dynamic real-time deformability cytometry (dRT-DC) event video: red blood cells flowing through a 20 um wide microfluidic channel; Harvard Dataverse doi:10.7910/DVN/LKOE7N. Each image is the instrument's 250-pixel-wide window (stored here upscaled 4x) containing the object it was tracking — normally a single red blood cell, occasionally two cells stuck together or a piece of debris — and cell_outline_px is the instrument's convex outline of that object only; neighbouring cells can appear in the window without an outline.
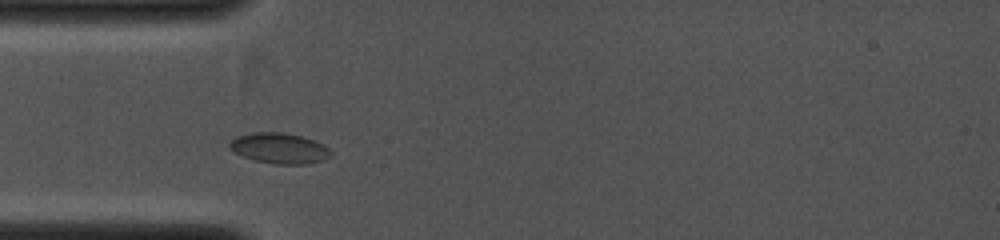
{"species": "common noctule bat (a hibernating species)", "species_latin": "Nyctalus noctula", "temperature_condition": "cold", "stored_images_in_passage": 32, "camera_frame_rate_fps": 4000, "um_per_image_px": 0.085, "animal": {"sex": "female", "body_mass_g": 19.0, "forearm_length_mm": 53.3}, "frame": {"image": 1, "passage_image": 2, "time_ms": 0.25, "image_size_px": [1000, 240], "cell_outline_px": [[332, 156], [324, 160], [308, 164], [276, 164], [256, 160], [244, 156], [228, 148], [228, 144], [236, 136], [252, 132], [280, 132], [300, 136], [312, 140], [328, 148], [332, 152]], "centroid_in_image_um": [23.74, 12.6], "position_along_channel_um": 61.3, "area_um2": 17.86}}
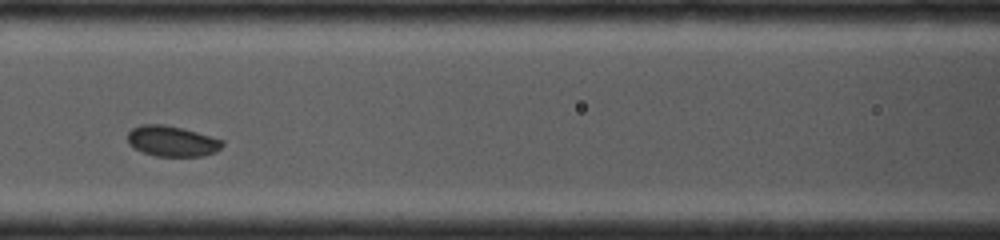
{"frame": {"image": 2, "passage_image": 9, "time_ms": 2.0, "image_size_px": [1000, 240], "cell_outline_px": [[224, 144], [216, 152], [200, 156], [156, 156], [144, 152], [128, 144], [128, 132], [132, 128], [140, 124], [164, 124], [196, 132], [224, 140]], "centroid_in_image_um": [14.62, 11.99], "position_along_channel_um": 152.0, "area_um2": 16.76}}
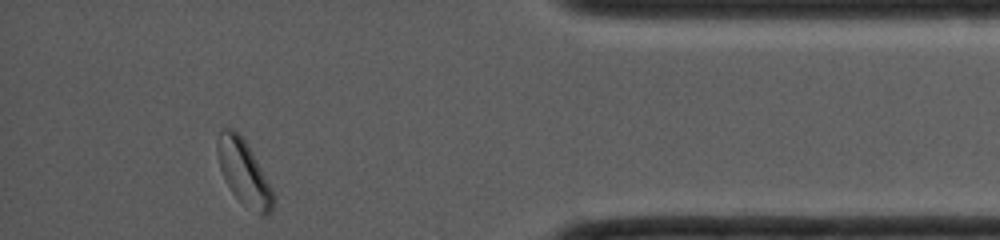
{"frame": {"image": 3, "passage_image": 32, "time_ms": 7.5, "image_size_px": [1000, 240], "cell_outline_px": [[276, 204], [268, 216], [260, 216], [244, 204], [232, 192], [224, 180], [220, 168], [216, 148], [220, 132], [224, 128], [232, 128], [244, 140], [252, 152], [272, 188], [276, 200]], "centroid_in_image_um": [20.76, 14.73], "position_along_channel_um": 414.4, "area_um2": 20.98}}